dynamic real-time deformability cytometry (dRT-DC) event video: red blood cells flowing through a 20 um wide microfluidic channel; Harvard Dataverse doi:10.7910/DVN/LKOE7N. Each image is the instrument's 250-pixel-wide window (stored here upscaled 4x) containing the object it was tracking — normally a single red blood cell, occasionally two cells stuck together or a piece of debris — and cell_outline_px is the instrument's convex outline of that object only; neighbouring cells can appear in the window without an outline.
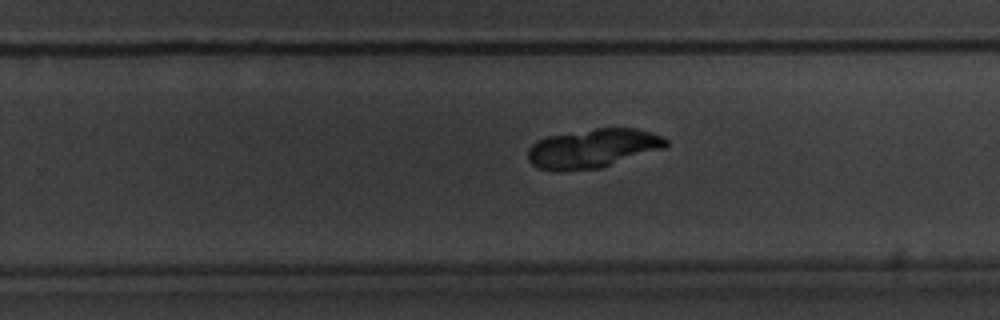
{"species": "common noctule bat (a hibernating species)", "species_latin": "Nyctalus noctula", "temperature_condition": "warm", "stored_images_in_passage": 54, "camera_frame_rate_fps": 3000, "um_per_image_px": 0.085, "animal": {"sex": "male", "body_mass_g": 20.1, "forearm_length_mm": 53.5}, "frame": {"image": 1, "passage_image": 34, "time_ms": 11.0, "image_size_px": [1000, 320], "cell_outline_px": [[668, 144], [664, 148], [600, 168], [556, 172], [536, 168], [528, 160], [528, 148], [536, 140], [544, 136], [596, 128], [636, 128], [652, 132], [668, 140]], "centroid_in_image_um": [50.33, 12.61], "position_along_channel_um": 279.5, "area_um2": 31.73}}
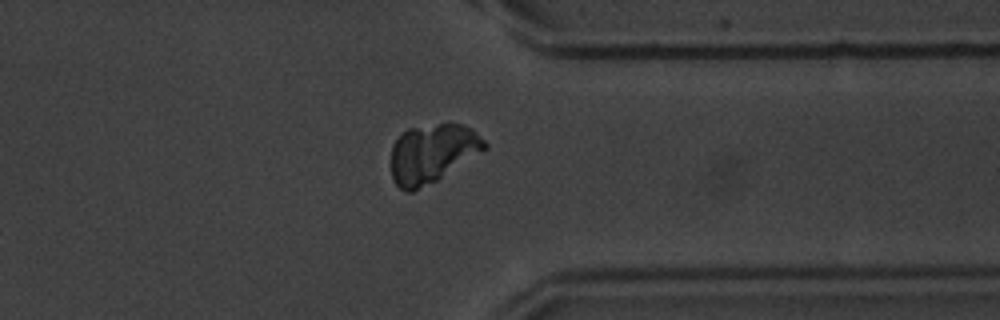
{"frame": {"image": 2, "passage_image": 42, "time_ms": 13.667, "image_size_px": [1000, 320], "cell_outline_px": [[488, 148], [436, 180], [412, 192], [404, 192], [392, 180], [392, 144], [400, 132], [408, 128], [440, 124], [460, 124], [472, 128], [488, 144]], "centroid_in_image_um": [36.73, 13.03], "position_along_channel_um": 374.7, "area_um2": 31.91}}
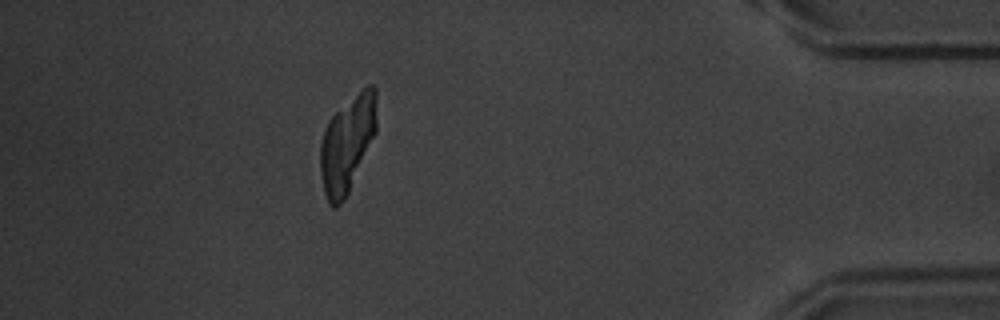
{"frame": {"image": 3, "passage_image": 48, "time_ms": 15.667, "image_size_px": [1000, 320], "cell_outline_px": [[376, 132], [348, 192], [344, 200], [336, 208], [332, 208], [328, 204], [324, 192], [320, 172], [320, 144], [328, 120], [336, 112], [368, 84], [372, 84], [376, 88]], "centroid_in_image_um": [29.5, 12.25], "position_along_channel_um": 405.7, "area_um2": 31.27}}